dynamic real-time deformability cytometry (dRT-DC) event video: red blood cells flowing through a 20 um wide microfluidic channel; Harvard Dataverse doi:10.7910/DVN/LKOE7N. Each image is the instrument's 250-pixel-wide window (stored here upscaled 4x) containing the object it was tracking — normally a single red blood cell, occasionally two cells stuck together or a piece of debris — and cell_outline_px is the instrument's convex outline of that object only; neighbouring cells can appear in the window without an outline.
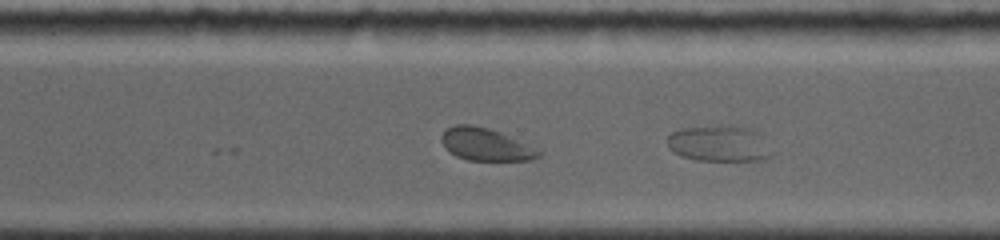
{"species": "common noctule bat (a hibernating species)", "species_latin": "Nyctalus noctula", "temperature_condition": "room temperature", "stored_images_in_passage": 52, "camera_frame_rate_fps": 5000, "um_per_image_px": 0.085, "animal": {"sex": "female", "body_mass_g": 19.0, "forearm_length_mm": 56.7}, "frame": {"image": 1, "passage_image": 34, "time_ms": 6.6, "image_size_px": [1000, 240], "cell_outline_px": [[768, 156], [760, 160], [696, 160], [680, 156], [668, 144], [668, 136], [672, 132], [680, 128], [728, 124], [740, 124], [748, 128], [752, 132]], "centroid_in_image_um": [60.93, 12.17], "position_along_channel_um": 309.7, "area_um2": 20.87}}
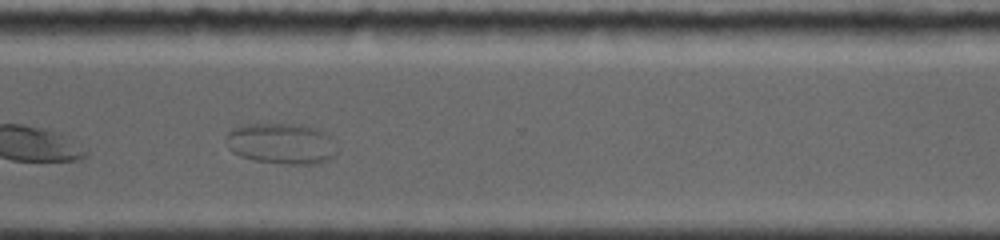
{"frame": {"image": 2, "passage_image": 39, "time_ms": 7.6, "image_size_px": [1000, 240], "cell_outline_px": [[332, 156], [328, 160], [320, 164], [280, 164], [256, 160], [232, 152], [228, 136], [228, 132], [236, 128], [248, 124], [304, 124], [316, 128], [320, 132]], "centroid_in_image_um": [23.81, 12.21], "position_along_channel_um": 346.8, "area_um2": 24.85}}
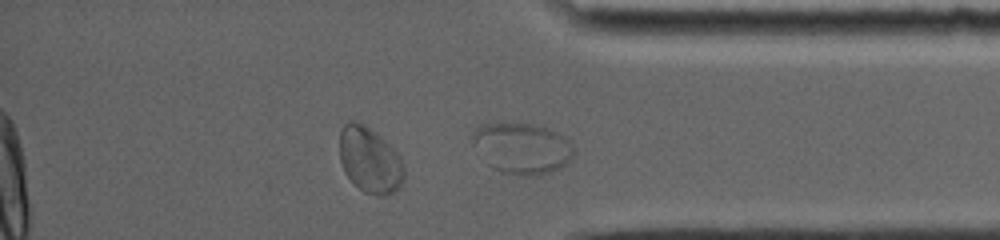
{"frame": {"image": 3, "passage_image": 45, "time_ms": 8.8, "image_size_px": [1000, 240], "cell_outline_px": [[572, 156], [560, 168], [552, 172], [540, 176], [516, 176], [492, 168], [488, 164], [472, 140], [472, 132], [476, 128], [484, 124], [532, 124], [556, 132], [568, 140], [572, 144]], "centroid_in_image_um": [44.38, 12.63], "position_along_channel_um": 390.8, "area_um2": 29.54}}